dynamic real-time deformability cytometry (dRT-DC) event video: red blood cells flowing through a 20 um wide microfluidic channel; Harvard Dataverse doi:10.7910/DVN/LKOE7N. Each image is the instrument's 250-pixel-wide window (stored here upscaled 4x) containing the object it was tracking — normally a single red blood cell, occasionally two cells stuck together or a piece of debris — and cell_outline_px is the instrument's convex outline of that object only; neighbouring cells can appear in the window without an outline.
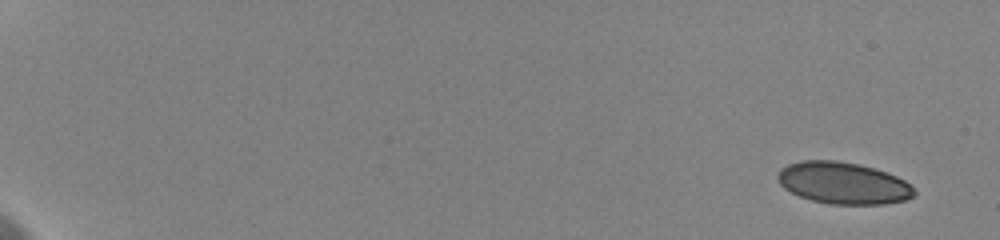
{"species": "human", "species_latin": "Homo sapiens", "temperature_condition": "cold", "stored_images_in_passage": 71, "camera_frame_rate_fps": 3000, "um_per_image_px": 0.085, "donor": {"sex": "female"}, "frame": {"image": 1, "passage_image": 1, "time_ms": 0.0, "image_size_px": [1000, 240], "cell_outline_px": [[916, 192], [912, 196], [904, 200], [884, 204], [828, 204], [812, 200], [800, 196], [784, 188], [780, 184], [776, 176], [780, 168], [788, 164], [800, 160], [836, 160], [860, 164], [876, 168], [888, 172], [904, 180]], "centroid_in_image_um": [71.64, 15.54], "position_along_channel_um": 13.4, "area_um2": 33.35}}
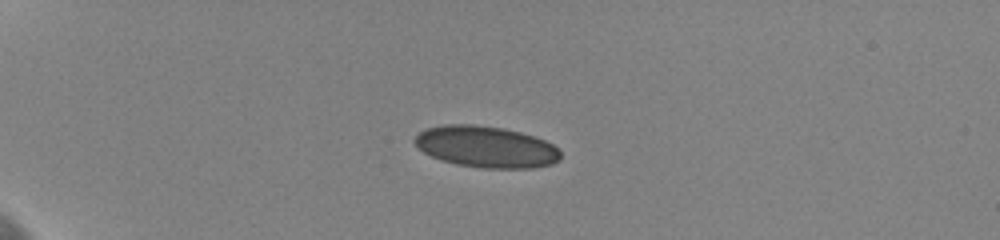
{"frame": {"image": 2, "passage_image": 24, "time_ms": 4.667, "image_size_px": [1000, 240], "cell_outline_px": [[560, 160], [552, 164], [532, 168], [484, 168], [456, 164], [440, 160], [424, 152], [412, 140], [420, 132], [428, 128], [444, 124], [472, 124], [504, 128], [520, 132], [544, 140], [552, 144], [560, 152]], "centroid_in_image_um": [41.31, 12.48], "position_along_channel_um": 43.7, "area_um2": 35.08}}
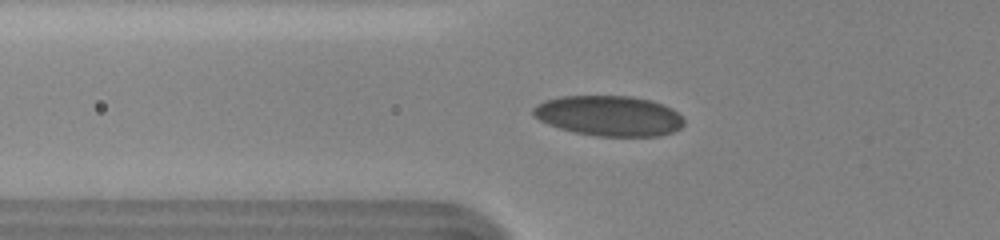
{"frame": {"image": 3, "passage_image": 30, "time_ms": 7.0, "image_size_px": [1000, 240], "cell_outline_px": [[684, 124], [680, 128], [672, 132], [656, 136], [596, 136], [572, 132], [548, 124], [532, 116], [532, 108], [536, 104], [544, 100], [560, 96], [632, 96], [652, 100], [672, 108], [684, 120]], "centroid_in_image_um": [51.73, 9.84], "position_along_channel_um": 74.1, "area_um2": 35.6}}